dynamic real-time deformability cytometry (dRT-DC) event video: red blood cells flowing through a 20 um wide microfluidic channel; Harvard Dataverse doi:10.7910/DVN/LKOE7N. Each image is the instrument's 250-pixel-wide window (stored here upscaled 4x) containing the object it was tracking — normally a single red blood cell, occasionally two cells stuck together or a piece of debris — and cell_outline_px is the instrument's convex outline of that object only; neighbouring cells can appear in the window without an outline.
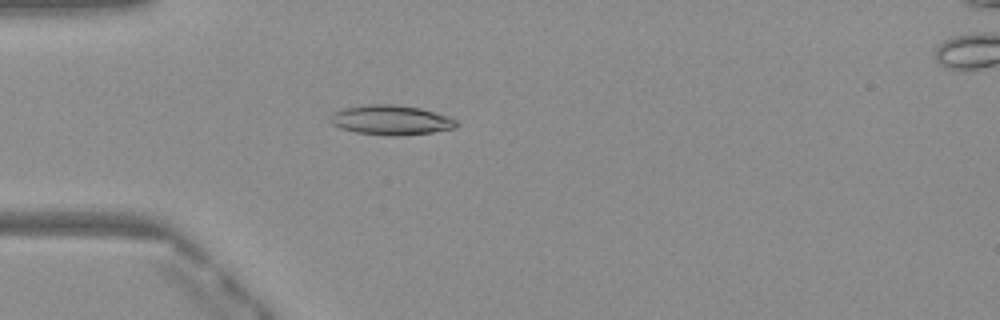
{"species": "Egyptian fruit bat (a non-hibernating species)", "species_latin": "Rousettus aegyptiacus", "temperature_condition": "warm", "stored_images_in_passage": 48, "camera_frame_rate_fps": 3000, "um_per_image_px": 0.085, "frame": {"image": 1, "passage_image": 13, "time_ms": 4.0, "image_size_px": [1000, 320], "cell_outline_px": [[460, 124], [456, 128], [432, 132], [400, 136], [388, 136], [356, 132], [340, 128], [332, 124], [328, 120], [328, 116], [332, 112], [344, 108], [372, 104], [392, 104], [420, 108], [448, 116], [456, 120]], "centroid_in_image_um": [33.22, 10.21], "position_along_channel_um": 51.8, "area_um2": 22.02}}
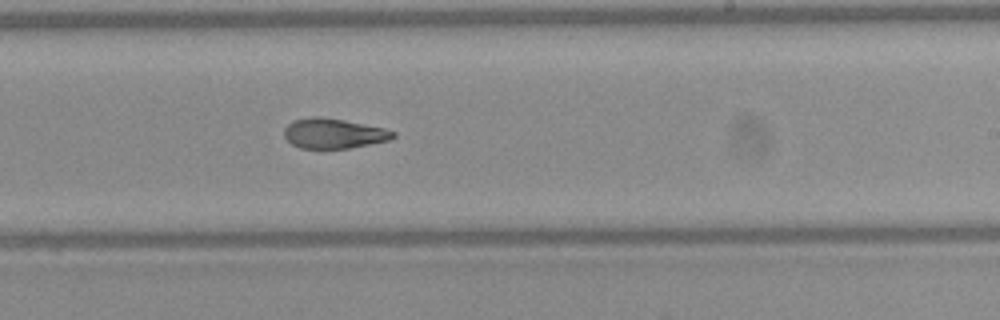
{"frame": {"image": 2, "passage_image": 29, "time_ms": 9.333, "image_size_px": [1000, 320], "cell_outline_px": [[396, 136], [388, 140], [348, 148], [300, 148], [292, 144], [284, 136], [284, 128], [292, 120], [312, 116], [320, 116], [344, 120], [384, 128], [396, 132]], "centroid_in_image_um": [28.33, 11.33], "position_along_channel_um": 260.7, "area_um2": 18.96}}
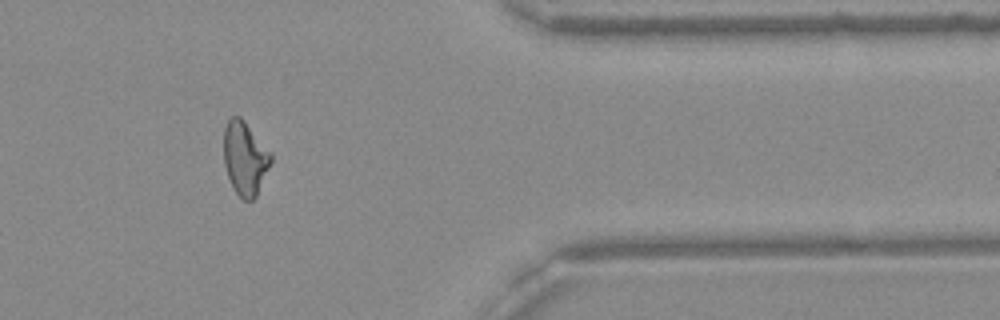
{"frame": {"image": 3, "passage_image": 40, "time_ms": 13.0, "image_size_px": [1000, 320], "cell_outline_px": [[272, 160], [256, 196], [252, 200], [244, 200], [236, 192], [228, 176], [224, 164], [224, 128], [228, 120], [232, 116], [240, 116], [244, 120], [272, 152]], "centroid_in_image_um": [20.83, 13.41], "position_along_channel_um": 390.6, "area_um2": 20.11}, "authors_computed_cell_mechanics": {"area_um2": 20.3456, "velocity_mm_per_s": 4.1082, "shape_relaxation_time_tau1_ms": 10.3145, "shape_relaxation_time_tau2_ms": 2.7019, "deformation_change_tau1": 0.2689, "deformation_change_tau2": 0.1066}}